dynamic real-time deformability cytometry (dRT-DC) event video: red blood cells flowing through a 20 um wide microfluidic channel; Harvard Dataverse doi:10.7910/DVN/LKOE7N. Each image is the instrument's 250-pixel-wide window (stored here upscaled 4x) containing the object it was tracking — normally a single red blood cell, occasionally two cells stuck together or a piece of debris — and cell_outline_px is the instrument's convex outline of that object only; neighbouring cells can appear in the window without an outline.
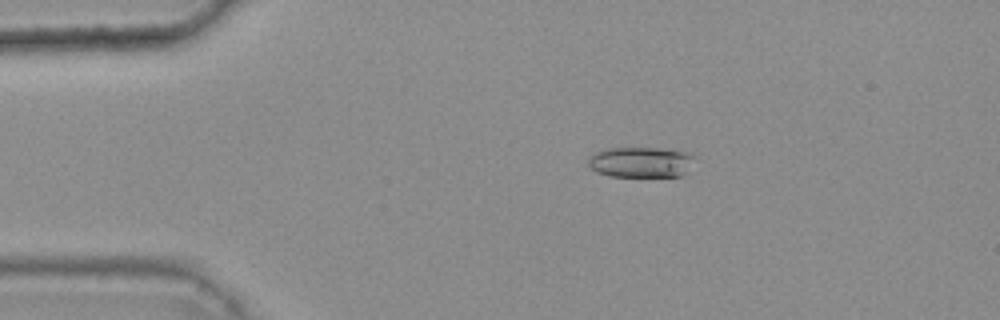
{"species": "common noctule bat (a hibernating species)", "species_latin": "Nyctalus noctula", "temperature_condition": "warm", "stored_images_in_passage": 37, "camera_frame_rate_fps": 3000, "um_per_image_px": 0.085, "animal": {"sex": "female", "body_mass_g": 25.1}, "frame": {"image": 1, "passage_image": 1, "time_ms": 0.0, "image_size_px": [1000, 320], "cell_outline_px": [[696, 156], [684, 172], [680, 176], [608, 176], [596, 172], [588, 164], [588, 156], [592, 152], [600, 148], [656, 148], [688, 152]], "centroid_in_image_um": [54.38, 13.76], "position_along_channel_um": 30.6, "area_um2": 19.02}}
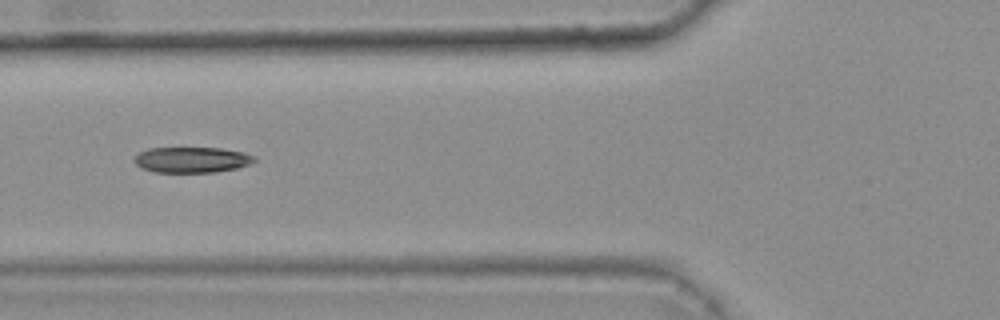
{"frame": {"image": 2, "passage_image": 11, "time_ms": 3.333, "image_size_px": [1000, 320], "cell_outline_px": [[256, 160], [248, 164], [236, 168], [216, 172], [156, 172], [140, 168], [132, 160], [140, 152], [148, 148], [220, 148], [244, 152], [252, 156]], "centroid_in_image_um": [16.26, 13.58], "position_along_channel_um": 109.5, "area_um2": 17.86}}
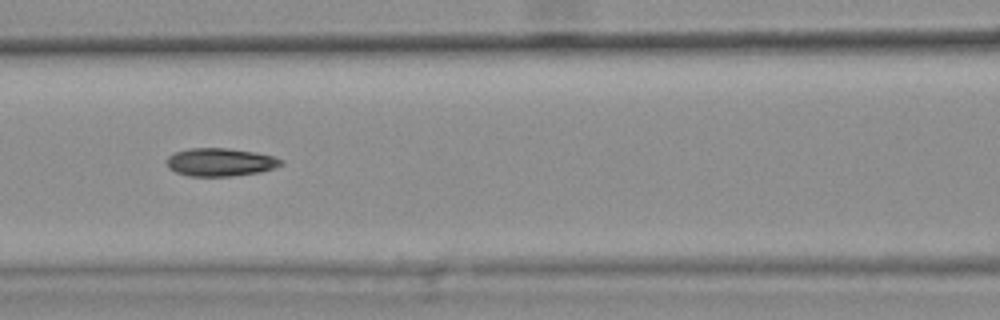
{"frame": {"image": 3, "passage_image": 14, "time_ms": 4.333, "image_size_px": [1000, 320], "cell_outline_px": [[284, 164], [276, 168], [260, 172], [232, 176], [188, 176], [176, 172], [168, 168], [168, 156], [176, 152], [188, 148], [228, 148], [252, 152], [272, 156], [284, 160]], "centroid_in_image_um": [18.75, 13.79], "position_along_channel_um": 147.9, "area_um2": 18.67}, "authors_computed_cell_mechanics": {"area_um2": 18.6694, "velocity_mm_per_s": 3.8203, "shape_relaxation_time_tau1_ms": 11.0802, "shape_relaxation_time_tau2_ms": 6.4378, "deformation_change_tau1": 0.2354, "deformation_change_tau2": 0.1647}}